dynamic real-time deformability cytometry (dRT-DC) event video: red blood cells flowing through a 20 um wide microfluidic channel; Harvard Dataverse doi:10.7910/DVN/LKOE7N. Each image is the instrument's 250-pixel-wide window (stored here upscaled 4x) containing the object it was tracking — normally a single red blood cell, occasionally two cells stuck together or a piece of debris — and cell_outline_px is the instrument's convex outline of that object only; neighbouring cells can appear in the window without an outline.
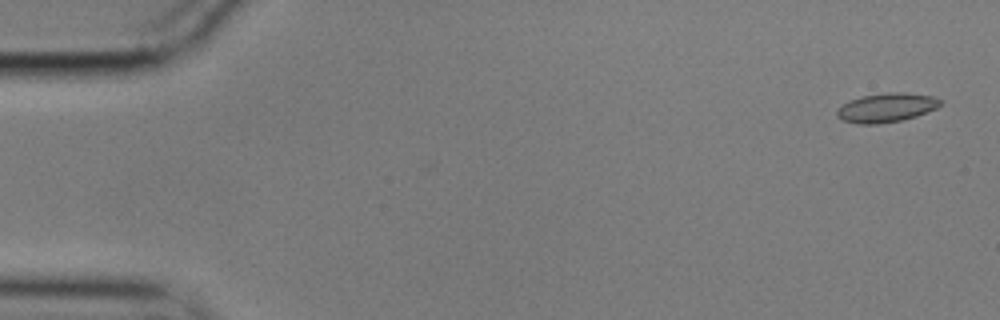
{"species": "common noctule bat (a hibernating species)", "species_latin": "Nyctalus noctula", "temperature_condition": "cold", "stored_images_in_passage": 20, "camera_frame_rate_fps": 3000, "um_per_image_px": 0.085, "animal": {"sex": "male", "body_mass_g": 17.9}, "frame": {"image": 1, "passage_image": 2, "time_ms": 0.333, "image_size_px": [1000, 320], "cell_outline_px": [[944, 100], [936, 108], [916, 116], [900, 120], [876, 124], [856, 124], [844, 120], [836, 116], [836, 112], [844, 104], [860, 96], [888, 92], [904, 92], [932, 96]], "centroid_in_image_um": [75.36, 9.14], "position_along_channel_um": 9.6, "area_um2": 17.34}}
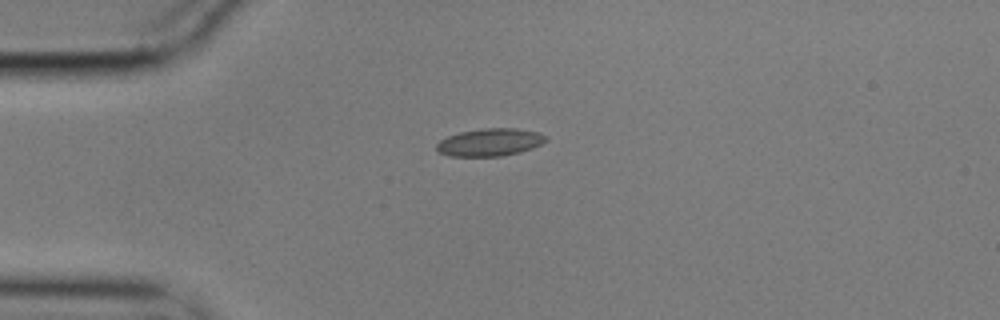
{"frame": {"image": 2, "passage_image": 14, "time_ms": 4.333, "image_size_px": [1000, 320], "cell_outline_px": [[548, 140], [532, 148], [520, 152], [504, 156], [448, 156], [440, 152], [436, 148], [436, 144], [440, 140], [448, 136], [460, 132], [484, 128], [516, 128], [536, 132], [548, 136]], "centroid_in_image_um": [41.65, 12.09], "position_along_channel_um": 43.3, "area_um2": 17.57}}
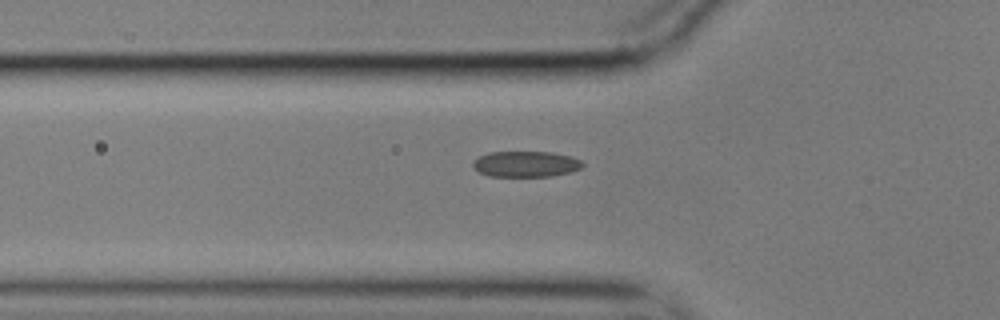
{"frame": {"image": 3, "passage_image": 19, "time_ms": 6.0, "image_size_px": [1000, 320], "cell_outline_px": [[584, 164], [580, 168], [572, 172], [552, 176], [488, 176], [480, 172], [472, 164], [480, 156], [488, 152], [552, 152], [572, 156], [580, 160]], "centroid_in_image_um": [44.74, 13.94], "position_along_channel_um": 81.1, "area_um2": 16.42}}